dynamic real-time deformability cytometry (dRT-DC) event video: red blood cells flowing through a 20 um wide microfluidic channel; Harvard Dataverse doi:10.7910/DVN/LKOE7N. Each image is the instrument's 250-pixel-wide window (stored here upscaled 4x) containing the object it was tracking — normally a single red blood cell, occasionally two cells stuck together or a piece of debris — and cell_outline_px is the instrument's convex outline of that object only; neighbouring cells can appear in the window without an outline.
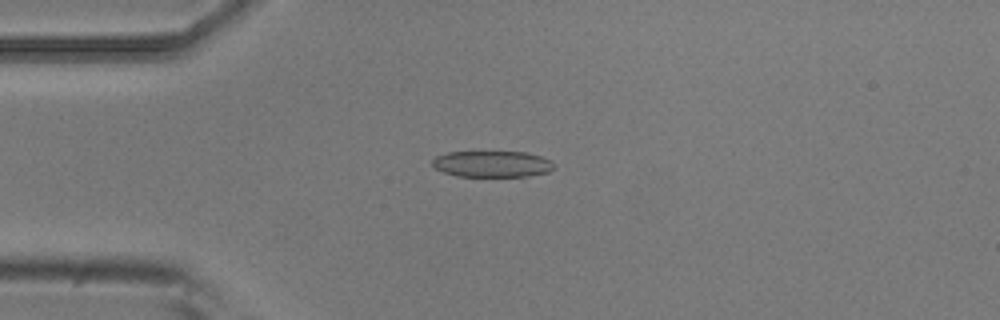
{"species": "common noctule bat (a hibernating species)", "species_latin": "Nyctalus noctula", "temperature_condition": "room temperature", "stored_images_in_passage": 8, "camera_frame_rate_fps": 3000, "um_per_image_px": 0.085, "animal": {"sex": "male", "body_mass_g": 20.5, "forearm_length_mm": 52.5}, "frame": {"image": 1, "passage_image": 4, "time_ms": 1.0, "image_size_px": [1000, 320], "cell_outline_px": [[552, 168], [548, 172], [528, 176], [456, 176], [444, 172], [436, 168], [432, 164], [432, 160], [436, 156], [448, 152], [524, 152], [540, 156], [548, 160], [552, 164]], "centroid_in_image_um": [41.79, 13.94], "position_along_channel_um": 43.2, "area_um2": 18.32}}
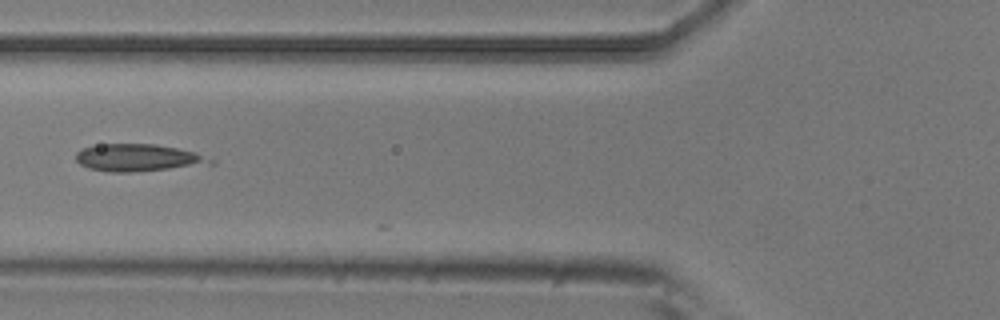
{"frame": {"image": 2, "passage_image": 6, "time_ms": 1.667, "image_size_px": [1000, 320], "cell_outline_px": [[216, 164], [132, 172], [108, 172], [88, 168], [80, 164], [76, 160], [76, 152], [80, 148], [100, 144], [156, 144], [196, 152], [216, 160]], "centroid_in_image_um": [11.76, 13.41], "position_along_channel_um": 114.0, "area_um2": 21.62}}
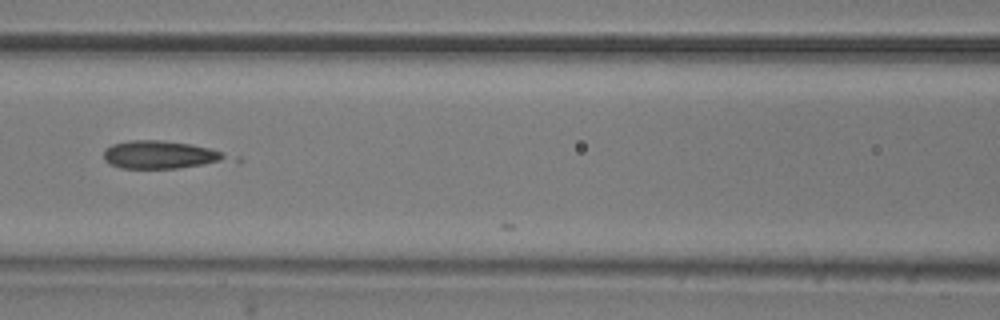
{"frame": {"image": 3, "passage_image": 7, "time_ms": 2.0, "image_size_px": [1000, 320], "cell_outline_px": [[244, 160], [240, 164], [176, 168], [120, 168], [108, 164], [104, 160], [104, 152], [112, 144], [132, 140], [160, 140], [192, 144], [240, 156]], "centroid_in_image_um": [14.07, 13.2], "position_along_channel_um": 152.5, "area_um2": 21.68}}